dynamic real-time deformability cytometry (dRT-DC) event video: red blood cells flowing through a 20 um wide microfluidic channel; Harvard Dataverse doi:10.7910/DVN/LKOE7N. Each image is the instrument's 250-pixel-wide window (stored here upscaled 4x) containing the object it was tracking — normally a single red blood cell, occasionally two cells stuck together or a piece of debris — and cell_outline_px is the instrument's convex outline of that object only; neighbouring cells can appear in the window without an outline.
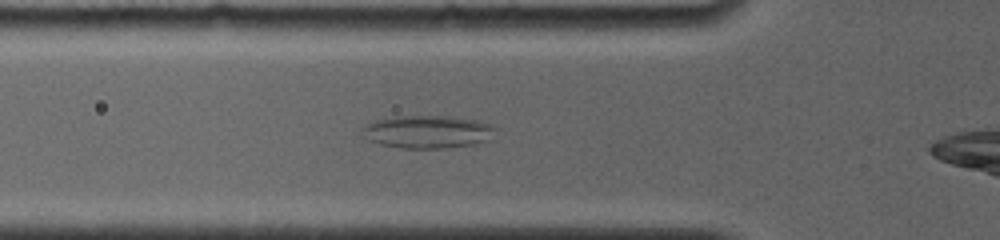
{"species": "common noctule bat (a hibernating species)", "species_latin": "Nyctalus noctula", "temperature_condition": "room temperature", "stored_images_in_passage": 6, "camera_frame_rate_fps": 4000, "um_per_image_px": 0.085, "animal": {"sex": "female", "body_mass_g": 19.0, "forearm_length_mm": 56.7}, "frame": {"image": 1, "passage_image": 6, "time_ms": 2.5, "image_size_px": [1000, 240], "cell_outline_px": [[496, 128], [492, 140], [476, 144], [444, 148], [400, 148], [380, 144], [368, 140], [364, 128], [368, 124], [376, 120], [404, 116], [448, 116], [476, 120], [488, 124]], "centroid_in_image_um": [36.44, 11.22], "position_along_channel_um": 89.4, "area_um2": 25.2}}